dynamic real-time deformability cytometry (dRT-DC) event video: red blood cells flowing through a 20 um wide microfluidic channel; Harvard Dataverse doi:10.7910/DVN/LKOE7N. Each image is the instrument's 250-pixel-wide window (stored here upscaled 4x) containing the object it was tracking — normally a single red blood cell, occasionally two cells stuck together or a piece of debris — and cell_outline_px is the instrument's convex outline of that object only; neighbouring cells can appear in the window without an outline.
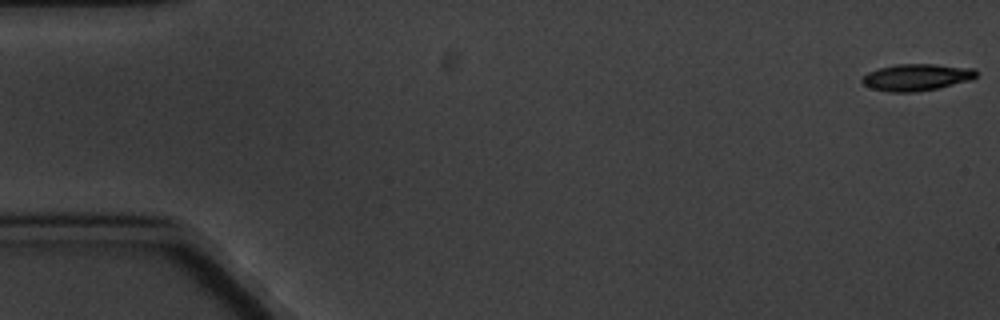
{"species": "common noctule bat (a hibernating species)", "species_latin": "Nyctalus noctula", "temperature_condition": "cold", "stored_images_in_passage": 6, "camera_frame_rate_fps": 3000, "um_per_image_px": 0.085, "animal": {"sex": "male", "body_mass_g": 20.1, "forearm_length_mm": 53.5}, "frame": {"image": 1, "passage_image": 1, "time_ms": 0.0, "image_size_px": [1000, 320], "cell_outline_px": [[976, 76], [968, 80], [936, 88], [916, 92], [888, 92], [872, 88], [864, 84], [860, 80], [868, 72], [880, 68], [896, 64], [932, 64], [976, 68]], "centroid_in_image_um": [77.88, 6.56], "position_along_channel_um": 7.1, "area_um2": 17.57}}
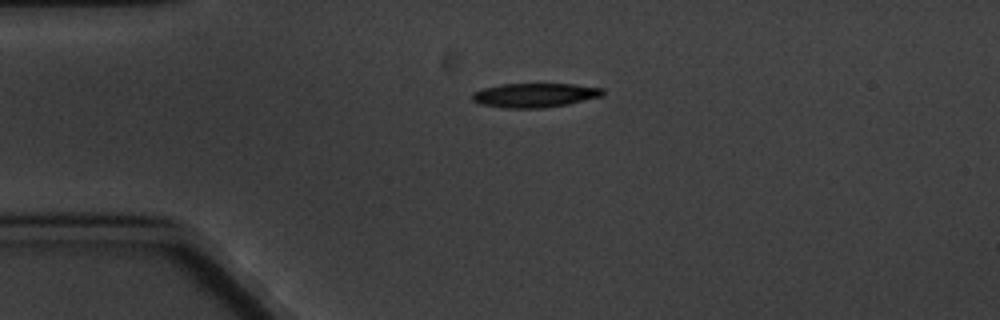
{"frame": {"image": 2, "passage_image": 4, "time_ms": 4.333, "image_size_px": [1000, 320], "cell_outline_px": [[604, 92], [600, 96], [568, 104], [544, 108], [504, 108], [480, 104], [472, 100], [472, 92], [484, 88], [500, 84], [572, 84], [604, 88]], "centroid_in_image_um": [45.42, 8.09], "position_along_channel_um": 39.6, "area_um2": 18.38}}